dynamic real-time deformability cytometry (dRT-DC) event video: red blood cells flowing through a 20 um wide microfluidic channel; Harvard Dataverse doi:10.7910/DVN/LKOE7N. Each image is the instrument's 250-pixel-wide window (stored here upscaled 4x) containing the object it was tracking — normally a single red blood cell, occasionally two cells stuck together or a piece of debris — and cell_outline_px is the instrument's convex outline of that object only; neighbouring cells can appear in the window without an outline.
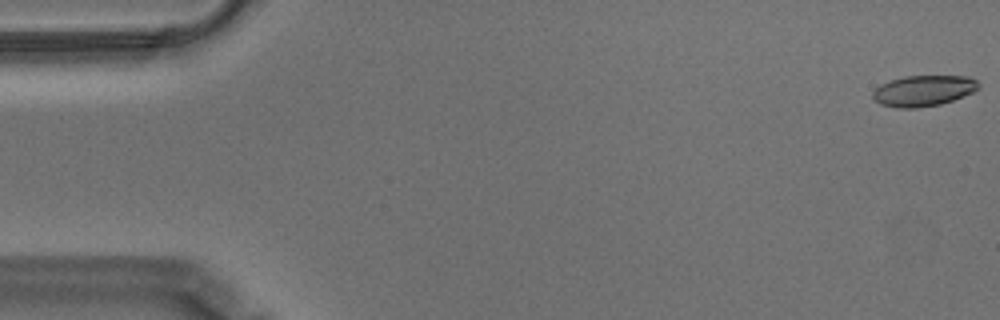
{"species": "Egyptian fruit bat (a non-hibernating species)", "species_latin": "Rousettus aegyptiacus", "temperature_condition": "warm", "stored_images_in_passage": 57, "camera_frame_rate_fps": 3000, "um_per_image_px": 0.085, "animal": {"sex": "male"}, "frame": {"image": 1, "passage_image": 1, "time_ms": 0.0, "image_size_px": [1000, 320], "cell_outline_px": [[980, 88], [972, 92], [952, 100], [940, 104], [916, 108], [896, 108], [880, 104], [872, 100], [872, 92], [880, 84], [904, 76], [968, 76], [976, 80], [980, 84]], "centroid_in_image_um": [78.46, 7.71], "position_along_channel_um": 6.5, "area_um2": 19.07}}
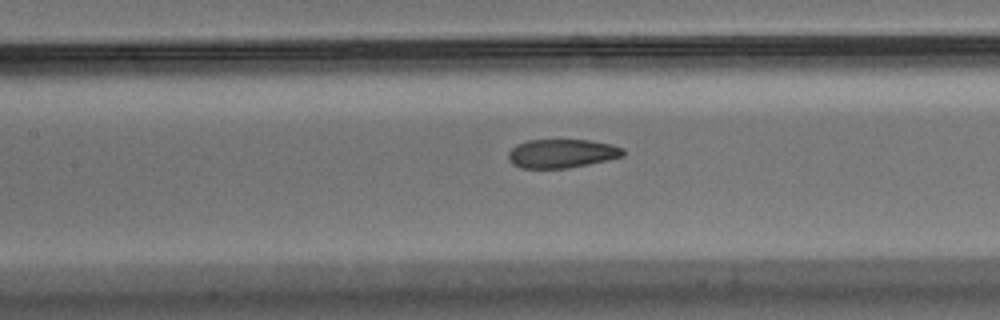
{"frame": {"image": 2, "passage_image": 26, "time_ms": 8.333, "image_size_px": [1000, 320], "cell_outline_px": [[624, 156], [608, 160], [568, 168], [520, 168], [512, 164], [508, 160], [508, 152], [516, 144], [528, 140], [592, 140], [612, 144], [624, 148]], "centroid_in_image_um": [47.75, 13.04], "position_along_channel_um": 159.6, "area_um2": 19.42}}
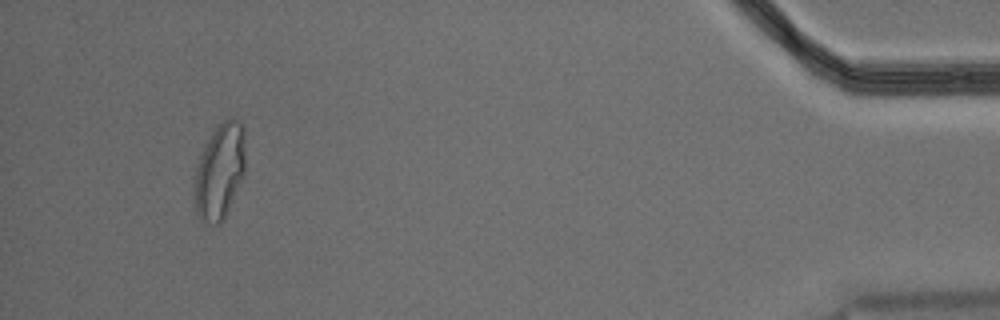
{"frame": {"image": 3, "passage_image": 54, "time_ms": 17.667, "image_size_px": [1000, 320], "cell_outline_px": [[244, 172], [224, 220], [220, 224], [204, 224], [200, 220], [196, 212], [192, 192], [196, 168], [200, 156], [216, 124], [232, 116], [240, 120], [244, 128]], "centroid_in_image_um": [18.65, 14.57], "position_along_channel_um": 416.6, "area_um2": 28.78}, "authors_computed_cell_mechanics": {"area_um2": 20.3456, "velocity_mm_per_s": 3.5135, "shape_relaxation_time_tau1_ms": null, "shape_relaxation_time_tau2_ms": 1.4914, "deformation_change_tau1": null, "deformation_change_tau2": 0.0785}}